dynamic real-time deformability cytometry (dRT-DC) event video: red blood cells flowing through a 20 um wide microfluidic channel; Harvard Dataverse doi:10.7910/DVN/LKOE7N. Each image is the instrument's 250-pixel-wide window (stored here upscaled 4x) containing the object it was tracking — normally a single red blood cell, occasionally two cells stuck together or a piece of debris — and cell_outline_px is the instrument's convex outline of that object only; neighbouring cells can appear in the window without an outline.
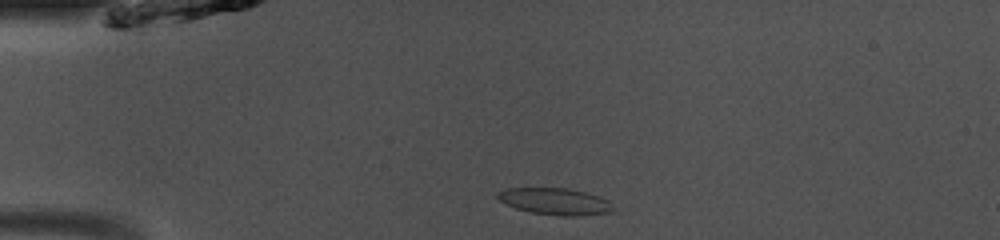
{"species": "common noctule bat (a hibernating species)", "species_latin": "Nyctalus noctula", "temperature_condition": "room temperature", "stored_images_in_passage": 38, "camera_frame_rate_fps": 3000, "um_per_image_px": 0.085, "animal": {"sex": "male", "body_mass_g": 13.0, "forearm_length_mm": 53.1}, "frame": {"image": 1, "passage_image": 1, "time_ms": 0.0, "image_size_px": [1000, 240], "cell_outline_px": [[616, 208], [612, 212], [580, 216], [560, 216], [532, 212], [516, 208], [504, 204], [496, 196], [504, 188], [568, 188], [600, 196], [608, 200]], "centroid_in_image_um": [47.22, 17.12], "position_along_channel_um": 37.8, "area_um2": 18.09}}
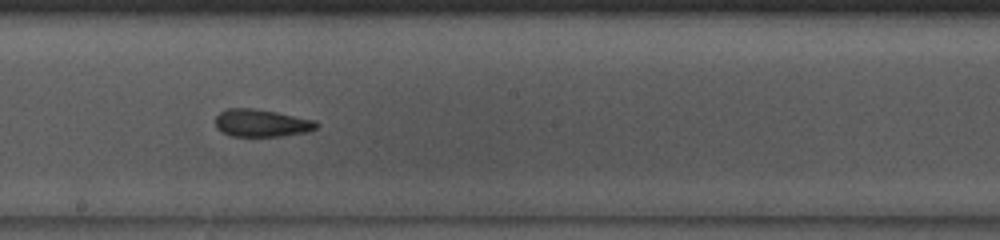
{"frame": {"image": 2, "passage_image": 17, "time_ms": 5.333, "image_size_px": [1000, 240], "cell_outline_px": [[320, 124], [316, 128], [308, 132], [280, 136], [232, 136], [220, 132], [216, 128], [216, 116], [220, 112], [228, 108], [252, 108], [276, 112], [316, 120]], "centroid_in_image_um": [22.23, 10.46], "position_along_channel_um": 226.0, "area_um2": 16.3}}
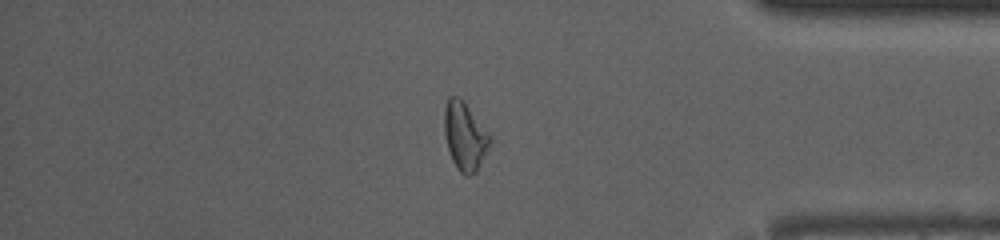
{"frame": {"image": 3, "passage_image": 31, "time_ms": 10.0, "image_size_px": [1000, 240], "cell_outline_px": [[492, 140], [476, 172], [468, 176], [464, 176], [456, 168], [452, 160], [448, 148], [444, 132], [444, 108], [448, 96], [456, 96], [464, 100], [492, 136]], "centroid_in_image_um": [39.51, 11.55], "position_along_channel_um": 395.7, "area_um2": 18.32}, "authors_computed_cell_mechanics": {"area_um2": 17.1666, "velocity_mm_per_s": 4.1002, "shape_relaxation_time_tau1_ms": 5.1955, "shape_relaxation_time_tau2_ms": 1.3109, "deformation_change_tau1": 0.137, "deformation_change_tau2": 0.0783}}